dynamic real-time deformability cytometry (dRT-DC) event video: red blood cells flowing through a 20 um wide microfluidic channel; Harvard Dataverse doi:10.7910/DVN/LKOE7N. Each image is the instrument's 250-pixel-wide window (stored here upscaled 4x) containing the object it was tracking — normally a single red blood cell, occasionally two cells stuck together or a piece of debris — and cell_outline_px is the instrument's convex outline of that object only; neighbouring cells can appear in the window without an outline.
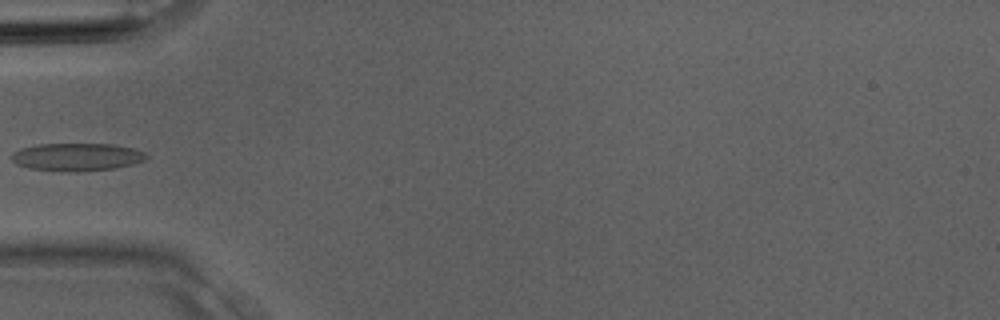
{"species": "Egyptian fruit bat (a non-hibernating species)", "species_latin": "Rousettus aegyptiacus", "temperature_condition": "room temperature", "stored_images_in_passage": 3, "camera_frame_rate_fps": 3000, "um_per_image_px": 0.085, "animal": {"sex": "male"}, "frame": {"image": 1, "passage_image": 3, "time_ms": 0.667, "image_size_px": [1000, 320], "cell_outline_px": [[148, 156], [144, 160], [132, 164], [116, 168], [76, 172], [68, 172], [28, 168], [16, 164], [12, 160], [12, 152], [20, 148], [40, 144], [112, 144], [132, 148], [144, 152]], "centroid_in_image_um": [6.51, 13.35], "position_along_channel_um": 78.5, "area_um2": 21.85}}